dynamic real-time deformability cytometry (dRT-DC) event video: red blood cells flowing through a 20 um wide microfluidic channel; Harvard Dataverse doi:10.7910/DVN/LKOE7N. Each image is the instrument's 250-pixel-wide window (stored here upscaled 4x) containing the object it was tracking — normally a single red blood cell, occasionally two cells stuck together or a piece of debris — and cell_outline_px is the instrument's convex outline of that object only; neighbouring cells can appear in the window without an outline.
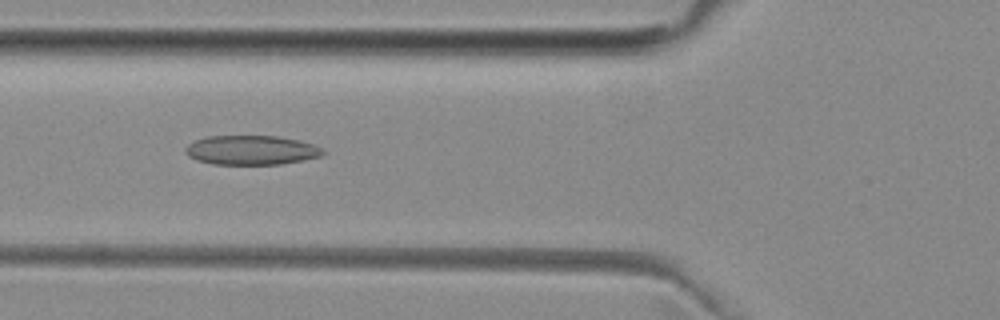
{"species": "common noctule bat (a hibernating species)", "species_latin": "Nyctalus noctula", "temperature_condition": "room temperature", "stored_images_in_passage": 49, "camera_frame_rate_fps": 3000, "um_per_image_px": 0.085, "animal": {"sex": "female", "body_mass_g": 29.2, "forearm_length_mm": 56.3}, "frame": {"image": 1, "passage_image": 17, "time_ms": 5.333, "image_size_px": [1000, 320], "cell_outline_px": [[328, 152], [320, 156], [304, 160], [280, 164], [212, 164], [196, 160], [188, 156], [184, 152], [184, 148], [188, 144], [196, 140], [208, 136], [276, 136], [300, 140], [312, 144]], "centroid_in_image_um": [21.35, 12.76], "position_along_channel_um": 104.5, "area_um2": 23.58}}
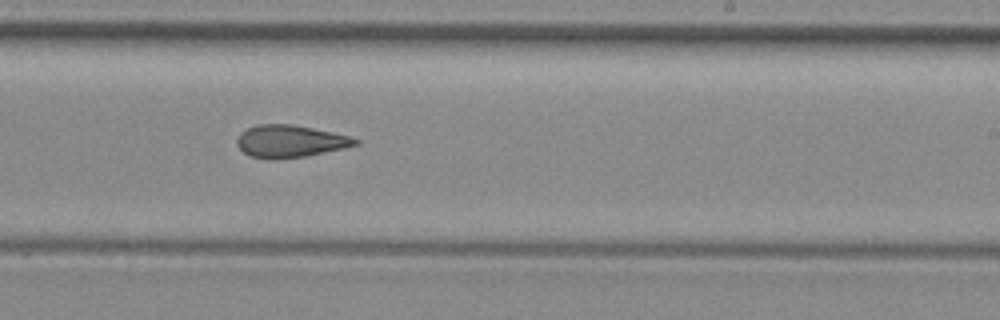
{"frame": {"image": 2, "passage_image": 29, "time_ms": 9.333, "image_size_px": [1000, 320], "cell_outline_px": [[360, 144], [344, 148], [304, 156], [276, 160], [268, 160], [248, 156], [236, 144], [236, 140], [240, 132], [256, 124], [292, 124], [352, 136], [360, 140]], "centroid_in_image_um": [24.64, 12.01], "position_along_channel_um": 264.4, "area_um2": 22.54}}
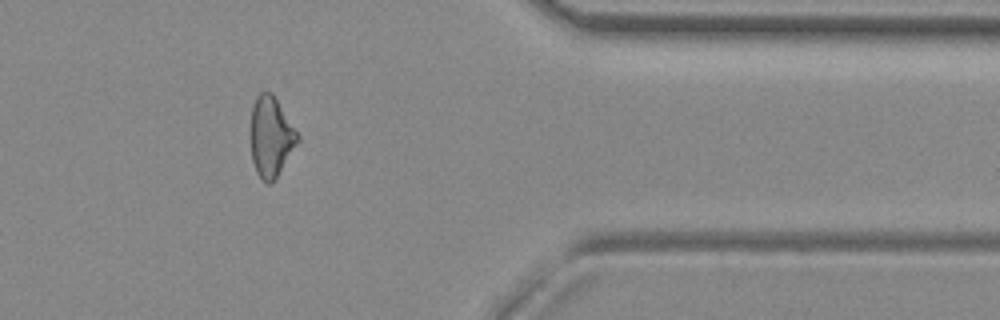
{"frame": {"image": 3, "passage_image": 40, "time_ms": 13.0, "image_size_px": [1000, 320], "cell_outline_px": [[300, 140], [276, 180], [272, 184], [268, 184], [256, 172], [252, 160], [248, 132], [252, 108], [256, 96], [260, 92], [272, 92], [300, 136]], "centroid_in_image_um": [23.01, 11.64], "position_along_channel_um": 388.4, "area_um2": 22.6}, "authors_computed_cell_mechanics": {"area_um2": 22.7154, "velocity_mm_per_s": 4.0028, "shape_relaxation_time_tau1_ms": null, "shape_relaxation_time_tau2_ms": 3.5213, "deformation_change_tau1": null, "deformation_change_tau2": 0.1297}}